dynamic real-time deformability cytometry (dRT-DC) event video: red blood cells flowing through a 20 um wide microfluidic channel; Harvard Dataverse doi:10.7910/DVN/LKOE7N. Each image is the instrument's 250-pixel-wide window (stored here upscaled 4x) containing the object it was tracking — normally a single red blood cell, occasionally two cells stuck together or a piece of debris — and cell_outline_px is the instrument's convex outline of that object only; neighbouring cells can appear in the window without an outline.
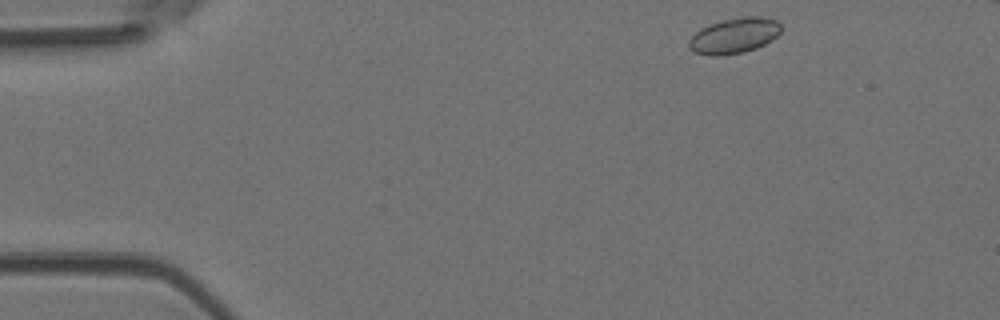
{"species": "Egyptian fruit bat (a non-hibernating species)", "species_latin": "Rousettus aegyptiacus", "temperature_condition": "room temperature", "stored_images_in_passage": 4, "camera_frame_rate_fps": 3000, "um_per_image_px": 0.085, "animal": {"sex": "female"}, "frame": {"image": 1, "passage_image": 1, "time_ms": 0.0, "image_size_px": [1000, 320], "cell_outline_px": [[780, 32], [772, 40], [756, 48], [744, 52], [720, 56], [708, 56], [692, 52], [688, 48], [688, 40], [700, 28], [724, 20], [744, 16], [760, 16], [776, 20], [780, 24]], "centroid_in_image_um": [62.38, 3.05], "position_along_channel_um": 22.6, "area_um2": 19.13}}
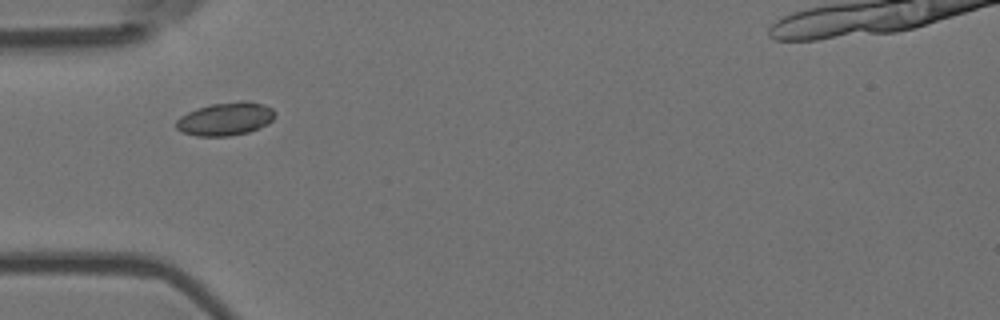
{"frame": {"image": 2, "passage_image": 4, "time_ms": 1.0, "image_size_px": [1000, 320], "cell_outline_px": [[276, 116], [268, 124], [248, 132], [228, 136], [196, 136], [184, 132], [176, 128], [176, 120], [180, 116], [196, 108], [212, 104], [240, 100], [244, 100], [260, 104], [272, 108], [276, 112]], "centroid_in_image_um": [19.17, 10.1], "position_along_channel_um": 65.8, "area_um2": 19.07}}